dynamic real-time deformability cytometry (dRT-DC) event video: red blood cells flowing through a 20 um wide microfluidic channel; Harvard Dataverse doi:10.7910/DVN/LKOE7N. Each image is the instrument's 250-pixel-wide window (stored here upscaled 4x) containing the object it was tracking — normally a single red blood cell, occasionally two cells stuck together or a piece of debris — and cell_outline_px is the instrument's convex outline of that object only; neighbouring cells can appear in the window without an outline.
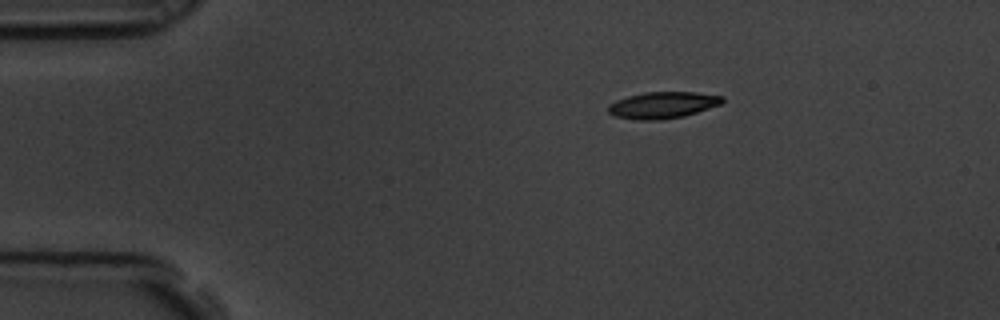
{"species": "common noctule bat (a hibernating species)", "species_latin": "Nyctalus noctula", "temperature_condition": "room temperature", "stored_images_in_passage": 3, "camera_frame_rate_fps": 3000, "um_per_image_px": 0.085, "animal": {"sex": "male", "body_mass_g": 19.5, "forearm_length_mm": 54.6}, "frame": {"image": 1, "passage_image": 1, "time_ms": 0.0, "image_size_px": [1000, 320], "cell_outline_px": [[724, 100], [720, 104], [684, 116], [660, 120], [636, 120], [616, 116], [608, 112], [608, 104], [616, 100], [628, 96], [644, 92], [696, 92], [724, 96]], "centroid_in_image_um": [56.31, 8.93], "position_along_channel_um": 28.7, "area_um2": 17.63}}